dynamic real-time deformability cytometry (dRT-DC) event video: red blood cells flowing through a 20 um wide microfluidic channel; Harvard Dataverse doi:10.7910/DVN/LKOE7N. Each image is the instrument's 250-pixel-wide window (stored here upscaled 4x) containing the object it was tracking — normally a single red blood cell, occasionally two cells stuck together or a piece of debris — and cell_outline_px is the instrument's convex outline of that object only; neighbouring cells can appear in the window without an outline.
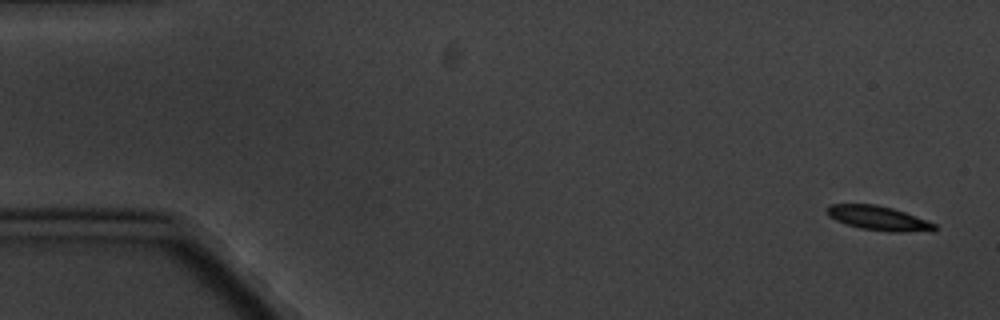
{"species": "common noctule bat (a hibernating species)", "species_latin": "Nyctalus noctula", "temperature_condition": "cold", "stored_images_in_passage": 8, "camera_frame_rate_fps": 3000, "um_per_image_px": 0.085, "animal": {"sex": "male", "body_mass_g": 20.1, "forearm_length_mm": 53.5}, "frame": {"image": 1, "passage_image": 1, "time_ms": 0.0, "image_size_px": [1000, 320], "cell_outline_px": [[936, 228], [932, 232], [888, 232], [860, 228], [836, 220], [828, 216], [824, 208], [828, 204], [876, 204], [892, 208], [904, 212], [936, 224]], "centroid_in_image_um": [74.65, 18.55], "position_along_channel_um": 10.3, "area_um2": 15.37}}
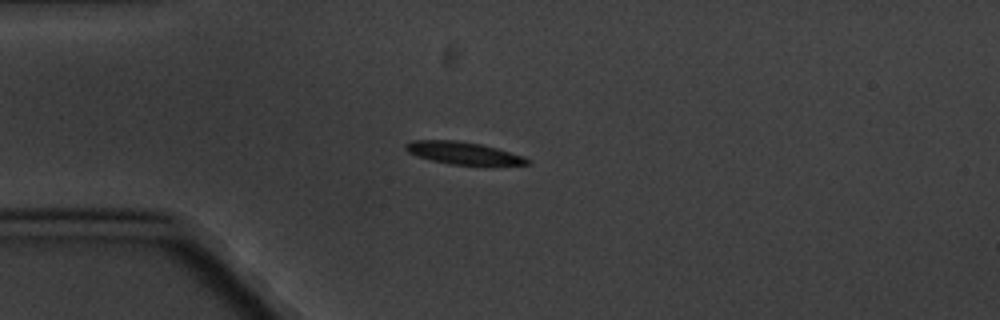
{"frame": {"image": 2, "passage_image": 5, "time_ms": 4.333, "image_size_px": [1000, 320], "cell_outline_px": [[532, 164], [448, 164], [416, 156], [408, 152], [404, 148], [404, 144], [412, 140], [456, 140], [480, 144], [496, 148], [524, 156]], "centroid_in_image_um": [39.3, 12.99], "position_along_channel_um": 45.7, "area_um2": 15.55}}